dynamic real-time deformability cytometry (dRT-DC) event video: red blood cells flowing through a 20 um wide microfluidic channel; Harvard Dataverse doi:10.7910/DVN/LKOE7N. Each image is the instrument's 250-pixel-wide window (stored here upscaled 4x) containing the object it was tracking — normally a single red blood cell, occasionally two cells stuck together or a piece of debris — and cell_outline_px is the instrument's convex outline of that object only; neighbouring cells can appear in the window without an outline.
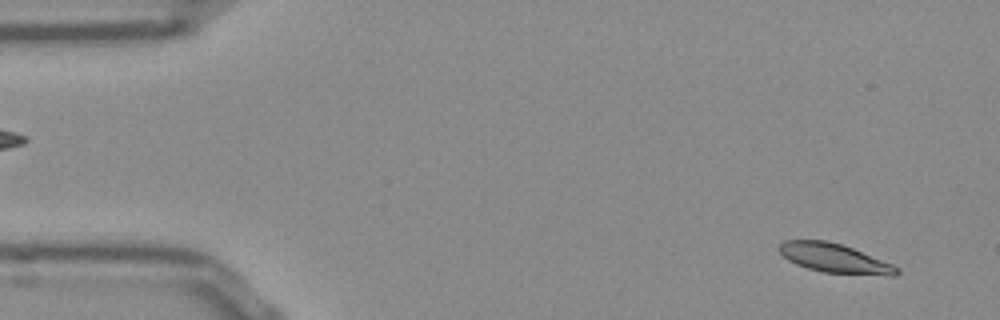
{"species": "Egyptian fruit bat (a non-hibernating species)", "species_latin": "Rousettus aegyptiacus", "temperature_condition": "room temperature", "stored_images_in_passage": 52, "camera_frame_rate_fps": 3000, "um_per_image_px": 0.085, "frame": {"image": 1, "passage_image": 3, "time_ms": 0.667, "image_size_px": [1000, 320], "cell_outline_px": [[900, 272], [896, 276], [888, 276], [824, 272], [808, 268], [796, 264], [788, 260], [776, 248], [784, 240], [828, 240], [852, 248], [892, 264], [900, 268]], "centroid_in_image_um": [70.94, 21.95], "position_along_channel_um": 14.1, "area_um2": 19.94}}
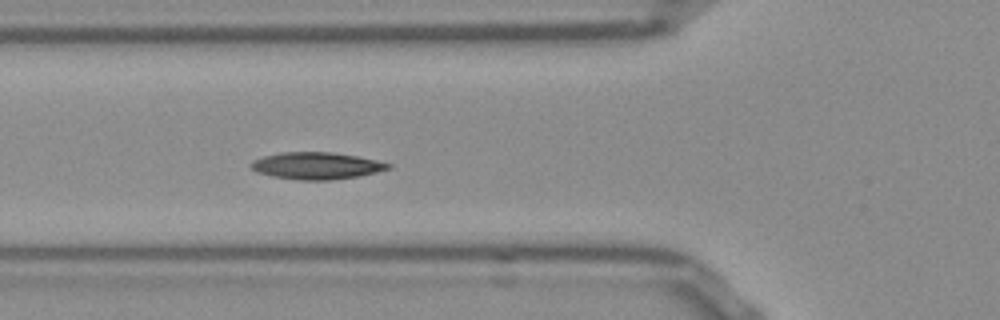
{"frame": {"image": 2, "passage_image": 18, "time_ms": 5.667, "image_size_px": [1000, 320], "cell_outline_px": [[392, 168], [376, 172], [356, 176], [328, 180], [300, 180], [272, 176], [256, 172], [248, 164], [252, 160], [264, 156], [280, 152], [332, 152], [356, 156], [376, 160], [392, 164]], "centroid_in_image_um": [26.87, 14.08], "position_along_channel_um": 98.9, "area_um2": 21.5}}
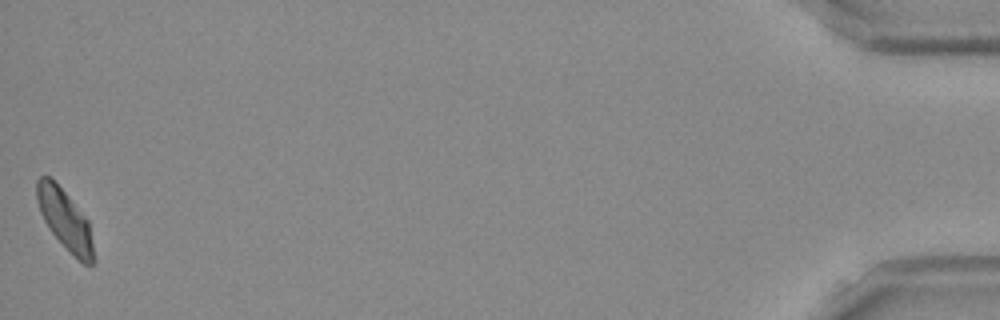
{"frame": {"image": 3, "passage_image": 52, "time_ms": 17.0, "image_size_px": [1000, 320], "cell_outline_px": [[96, 260], [92, 264], [84, 264], [48, 228], [40, 212], [36, 200], [36, 180], [40, 176], [48, 176], [64, 192], [88, 220]], "centroid_in_image_um": [5.52, 18.66], "position_along_channel_um": 429.7, "area_um2": 19.31}, "authors_computed_cell_mechanics": {"area_um2": 20.5479, "velocity_mm_per_s": 3.813, "shape_relaxation_time_tau1_ms": 4.803, "shape_relaxation_time_tau2_ms": 5.8315, "deformation_change_tau1": 0.1238, "deformation_change_tau2": 0.0952}}